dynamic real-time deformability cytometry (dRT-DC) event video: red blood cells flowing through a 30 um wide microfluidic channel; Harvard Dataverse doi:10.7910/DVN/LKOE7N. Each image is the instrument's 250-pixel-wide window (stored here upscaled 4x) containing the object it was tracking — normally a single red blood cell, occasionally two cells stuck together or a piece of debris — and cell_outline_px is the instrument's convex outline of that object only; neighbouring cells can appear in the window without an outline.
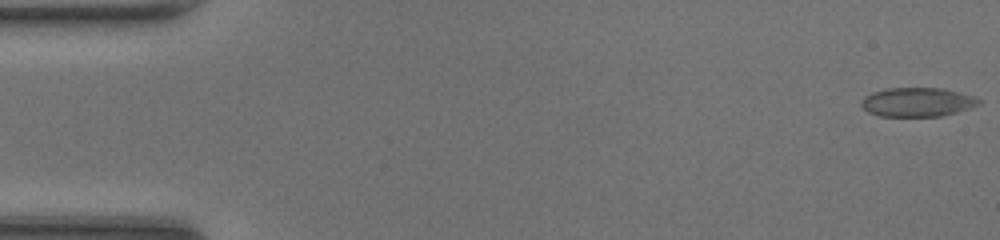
{"species": "common noctule bat (a hibernating species)", "species_latin": "Nyctalus noctula", "temperature_condition": "room temperature", "stored_images_in_passage": 48, "camera_frame_rate_fps": 3000, "um_per_image_px": 0.085, "animal": {"sex": "female", "body_mass_g": 20.0, "forearm_length_mm": 54.0}, "frame": {"image": 1, "passage_image": 1, "time_ms": 0.0, "image_size_px": [1000, 240], "cell_outline_px": [[980, 104], [972, 108], [940, 116], [880, 116], [868, 112], [860, 104], [860, 100], [864, 96], [872, 92], [888, 88], [944, 88], [960, 92], [972, 96], [980, 100]], "centroid_in_image_um": [77.96, 8.67], "position_along_channel_um": 7.0, "area_um2": 19.94}}
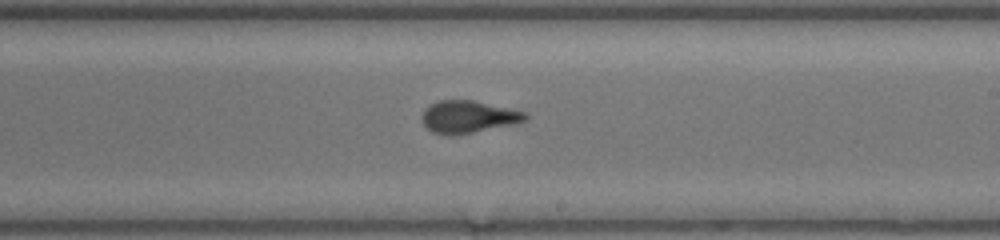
{"frame": {"image": 2, "passage_image": 28, "time_ms": 9.0, "image_size_px": [1000, 240], "cell_outline_px": [[528, 116], [524, 120], [516, 124], [452, 136], [448, 136], [432, 132], [424, 124], [420, 116], [428, 104], [440, 100], [472, 100], [528, 112]], "centroid_in_image_um": [39.78, 9.93], "position_along_channel_um": 249.2, "area_um2": 19.65}}
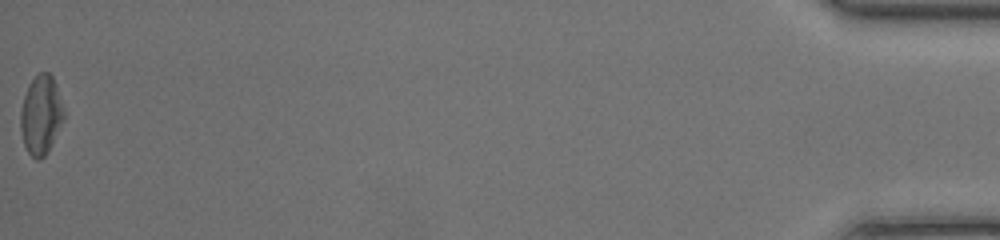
{"frame": {"image": 3, "passage_image": 48, "time_ms": 15.667, "image_size_px": [1000, 240], "cell_outline_px": [[64, 120], [44, 156], [40, 160], [36, 160], [28, 152], [24, 144], [20, 128], [20, 112], [24, 96], [28, 84], [40, 72], [48, 72], [52, 76], [56, 84], [64, 108]], "centroid_in_image_um": [3.48, 9.75], "position_along_channel_um": 431.7, "area_um2": 19.83}, "authors_computed_cell_mechanics": {"area_um2": 19.6809, "velocity_mm_per_s": 4.3192, "shape_relaxation_time_tau1_ms": 7.1265, "shape_relaxation_time_tau2_ms": 0.9048, "deformation_change_tau1": 0.1994, "deformation_change_tau2": 0.0742}}